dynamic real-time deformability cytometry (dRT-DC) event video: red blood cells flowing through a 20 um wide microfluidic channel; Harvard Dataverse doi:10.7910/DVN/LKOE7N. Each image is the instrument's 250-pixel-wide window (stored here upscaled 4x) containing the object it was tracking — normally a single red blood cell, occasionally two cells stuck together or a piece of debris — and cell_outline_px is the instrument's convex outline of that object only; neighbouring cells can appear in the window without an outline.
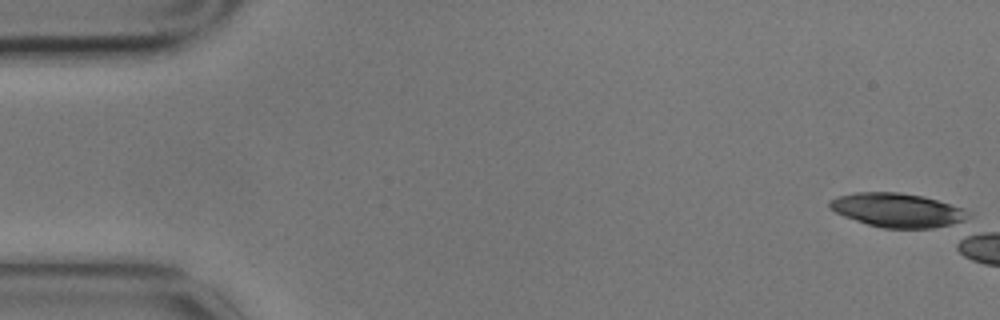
{"species": "common noctule bat (a hibernating species)", "species_latin": "Nyctalus noctula", "temperature_condition": "cold", "stored_images_in_passage": 1, "camera_frame_rate_fps": 3000, "um_per_image_px": 0.085, "animal": {"sex": "male", "body_mass_g": 17.9}, "frame": {"image": 1, "passage_image": 1, "time_ms": 0.0, "image_size_px": [1000, 320], "cell_outline_px": [[972, 216], [964, 224], [932, 228], [884, 228], [868, 224], [844, 216], [836, 212], [828, 204], [828, 200], [840, 196], [856, 192], [900, 192], [924, 196], [964, 208], [972, 212]], "centroid_in_image_um": [76.42, 17.87], "position_along_channel_um": 8.6, "area_um2": 27.92}}